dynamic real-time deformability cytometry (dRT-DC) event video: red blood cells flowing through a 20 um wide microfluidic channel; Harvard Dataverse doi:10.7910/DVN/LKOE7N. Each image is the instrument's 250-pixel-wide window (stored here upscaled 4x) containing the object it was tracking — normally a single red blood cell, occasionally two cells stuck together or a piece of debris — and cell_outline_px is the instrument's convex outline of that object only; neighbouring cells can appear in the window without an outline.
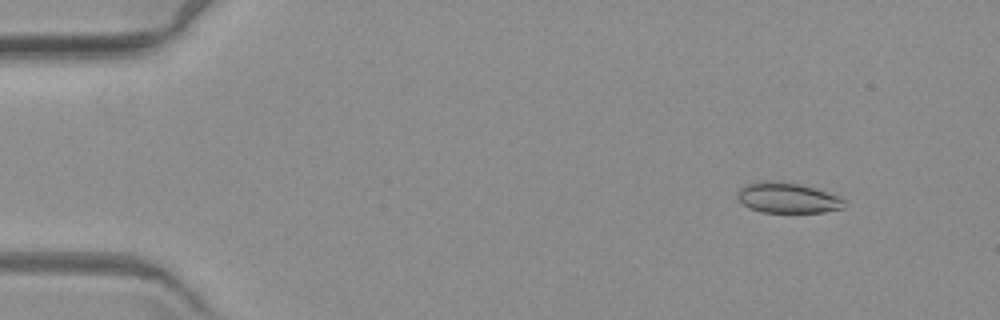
{"species": "common noctule bat (a hibernating species)", "species_latin": "Nyctalus noctula", "temperature_condition": "warm", "stored_images_in_passage": 6, "camera_frame_rate_fps": 3000, "um_per_image_px": 0.085, "animal": {"sex": "female", "body_mass_g": 19.3, "forearm_length_mm": 54.1}, "frame": {"image": 1, "passage_image": 2, "time_ms": 1.0, "image_size_px": [1000, 320], "cell_outline_px": [[848, 200], [844, 208], [824, 212], [760, 212], [744, 204], [736, 196], [736, 192], [744, 184], [796, 184], [812, 188], [840, 196]], "centroid_in_image_um": [67.03, 16.88], "position_along_channel_um": 18.0, "area_um2": 18.09}}
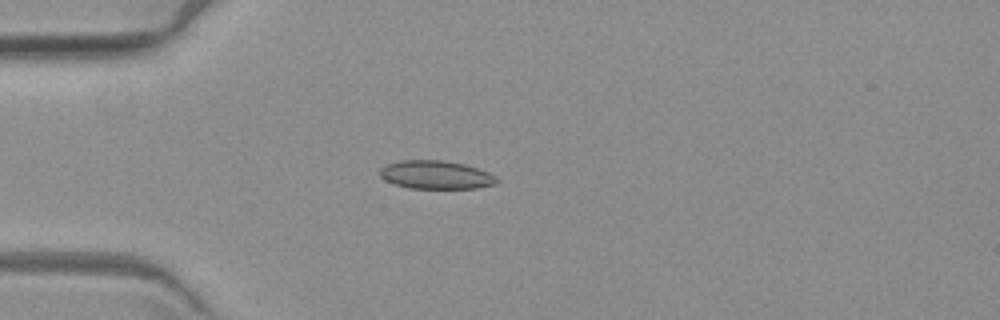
{"frame": {"image": 2, "passage_image": 4, "time_ms": 4.333, "image_size_px": [1000, 320], "cell_outline_px": [[500, 180], [496, 184], [476, 188], [408, 188], [384, 180], [380, 176], [380, 168], [384, 164], [400, 160], [444, 160], [464, 164], [488, 172], [496, 176]], "centroid_in_image_um": [37.04, 14.85], "position_along_channel_um": 48.0, "area_um2": 19.42}}
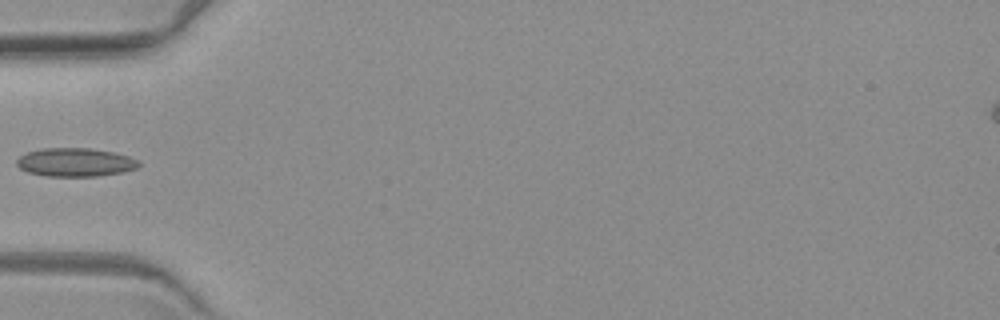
{"frame": {"image": 3, "passage_image": 5, "time_ms": 5.667, "image_size_px": [1000, 320], "cell_outline_px": [[140, 164], [136, 168], [124, 172], [96, 176], [44, 176], [28, 172], [20, 168], [16, 164], [16, 160], [20, 156], [28, 152], [40, 148], [92, 148], [116, 152], [140, 160]], "centroid_in_image_um": [6.42, 13.79], "position_along_channel_um": 78.6, "area_um2": 20.46}}